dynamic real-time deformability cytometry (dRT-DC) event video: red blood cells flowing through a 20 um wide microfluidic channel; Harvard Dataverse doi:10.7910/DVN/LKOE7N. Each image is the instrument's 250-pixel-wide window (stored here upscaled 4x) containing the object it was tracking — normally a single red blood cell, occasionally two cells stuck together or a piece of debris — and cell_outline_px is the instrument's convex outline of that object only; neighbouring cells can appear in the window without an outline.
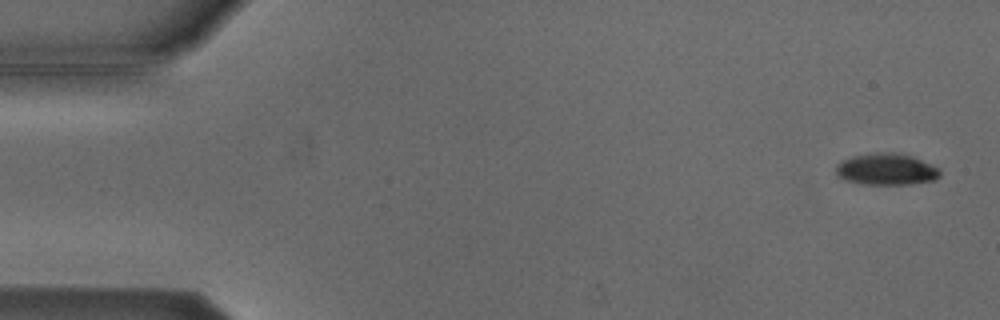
{"species": "Egyptian fruit bat (a non-hibernating species)", "species_latin": "Rousettus aegyptiacus", "temperature_condition": "cold", "stored_images_in_passage": 5, "camera_frame_rate_fps": 3000, "um_per_image_px": 0.085, "animal": {"sex": "male"}, "frame": {"image": 1, "passage_image": 1, "time_ms": 0.0, "image_size_px": [1000, 320], "cell_outline_px": [[940, 176], [936, 180], [908, 184], [860, 184], [844, 180], [836, 176], [836, 164], [844, 160], [856, 156], [892, 152], [912, 156], [936, 168], [940, 172]], "centroid_in_image_um": [75.31, 14.42], "position_along_channel_um": 9.7, "area_um2": 18.73}}
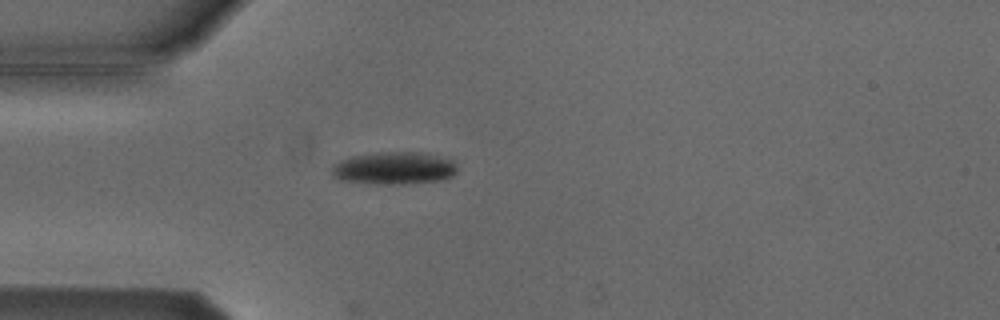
{"frame": {"image": 2, "passage_image": 4, "time_ms": 4.333, "image_size_px": [1000, 320], "cell_outline_px": [[456, 172], [452, 176], [444, 180], [404, 184], [376, 184], [340, 180], [332, 176], [332, 164], [340, 160], [352, 156], [380, 152], [420, 152], [452, 160], [456, 164]], "centroid_in_image_um": [33.47, 14.3], "position_along_channel_um": 51.5, "area_um2": 23.87}}